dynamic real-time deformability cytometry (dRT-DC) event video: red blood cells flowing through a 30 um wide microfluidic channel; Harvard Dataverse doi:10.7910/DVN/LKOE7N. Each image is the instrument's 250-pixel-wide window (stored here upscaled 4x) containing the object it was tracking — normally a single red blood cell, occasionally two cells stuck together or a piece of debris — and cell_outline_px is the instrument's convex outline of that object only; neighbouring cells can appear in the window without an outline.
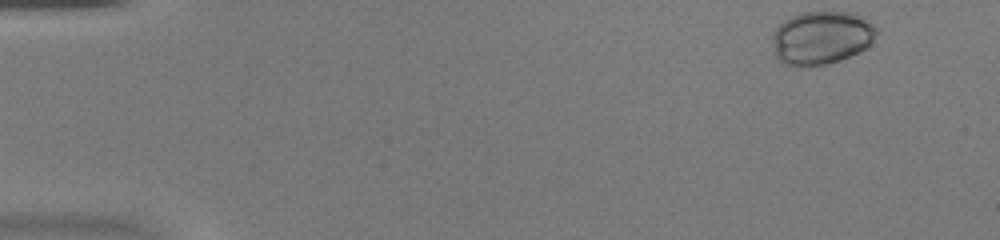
{"species": "common noctule bat (a hibernating species)", "species_latin": "Nyctalus noctula", "temperature_condition": "warm", "stored_images_in_passage": 17, "camera_frame_rate_fps": 3000, "um_per_image_px": 0.085, "animal": {"sex": "female", "body_mass_g": 20.0, "forearm_length_mm": 54.0}, "frame": {"image": 1, "passage_image": 1, "time_ms": 0.0, "image_size_px": [1000, 240], "cell_outline_px": [[876, 32], [872, 40], [864, 48], [840, 60], [828, 64], [784, 64], [776, 56], [772, 40], [772, 36], [776, 28], [784, 20], [800, 12], [856, 12], [872, 24], [876, 28]], "centroid_in_image_um": [69.81, 3.16], "position_along_channel_um": 15.2, "area_um2": 31.67}}
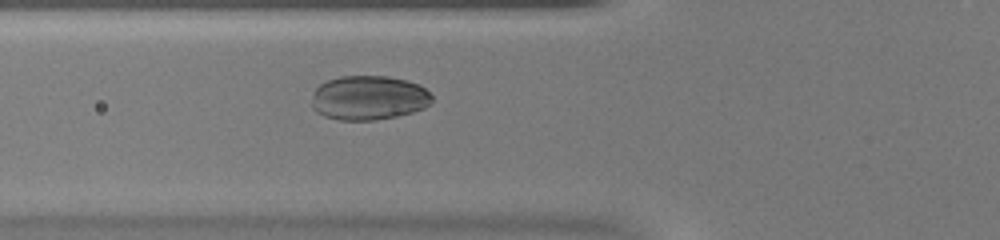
{"frame": {"image": 2, "passage_image": 17, "time_ms": 5.333, "image_size_px": [1000, 240], "cell_outline_px": [[432, 104], [424, 108], [412, 112], [396, 116], [376, 120], [340, 120], [324, 116], [316, 112], [312, 108], [312, 96], [316, 88], [320, 84], [328, 80], [340, 76], [388, 76], [420, 84], [432, 96]], "centroid_in_image_um": [31.34, 8.32], "position_along_channel_um": 94.5, "area_um2": 31.21}}